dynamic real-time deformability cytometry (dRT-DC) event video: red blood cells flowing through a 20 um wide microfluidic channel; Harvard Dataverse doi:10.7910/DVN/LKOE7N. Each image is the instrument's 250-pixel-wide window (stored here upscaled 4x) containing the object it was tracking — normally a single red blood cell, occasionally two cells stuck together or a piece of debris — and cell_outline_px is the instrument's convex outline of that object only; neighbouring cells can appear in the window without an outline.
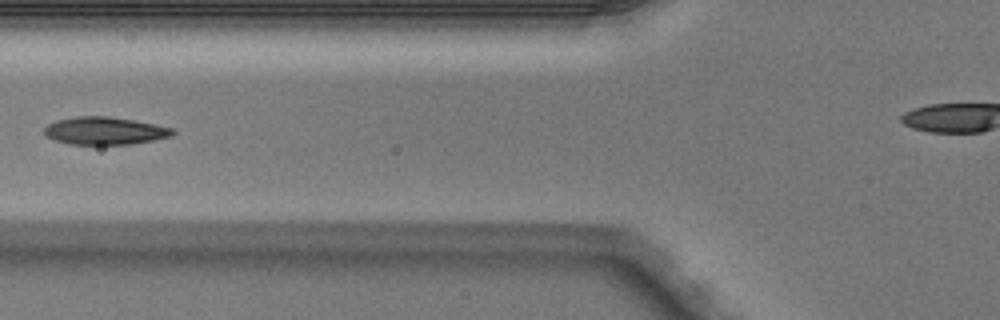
{"species": "Egyptian fruit bat (a non-hibernating species)", "species_latin": "Rousettus aegyptiacus", "temperature_condition": "warm", "stored_images_in_passage": 5, "camera_frame_rate_fps": 3000, "um_per_image_px": 0.085, "animal": {"sex": "male"}, "frame": {"image": 1, "passage_image": 5, "time_ms": 1.333, "image_size_px": [1000, 320], "cell_outline_px": [[176, 132], [172, 136], [132, 144], [68, 144], [44, 136], [44, 128], [48, 124], [56, 120], [76, 116], [108, 116], [132, 120], [172, 128]], "centroid_in_image_um": [8.86, 11.12], "position_along_channel_um": 116.9, "area_um2": 20.58}}